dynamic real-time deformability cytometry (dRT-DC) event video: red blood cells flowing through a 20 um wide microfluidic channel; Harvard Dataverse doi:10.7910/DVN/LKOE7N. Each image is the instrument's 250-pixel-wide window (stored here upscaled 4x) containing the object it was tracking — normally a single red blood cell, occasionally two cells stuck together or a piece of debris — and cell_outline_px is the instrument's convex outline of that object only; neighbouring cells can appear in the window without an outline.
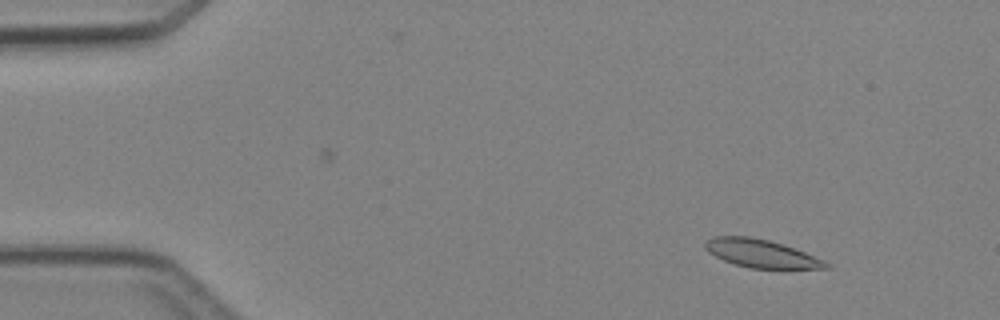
{"species": "Egyptian fruit bat (a non-hibernating species)", "species_latin": "Rousettus aegyptiacus", "temperature_condition": "cold", "stored_images_in_passage": 2, "camera_frame_rate_fps": 3000, "um_per_image_px": 0.085, "animal": {"sex": "female"}, "frame": {"image": 1, "passage_image": 2, "time_ms": 2.0, "image_size_px": [1000, 320], "cell_outline_px": [[832, 268], [748, 268], [724, 260], [708, 252], [704, 248], [704, 244], [712, 236], [748, 236], [768, 240], [804, 252], [824, 260], [832, 264]], "centroid_in_image_um": [64.69, 21.55], "position_along_channel_um": 20.3, "area_um2": 19.48}}